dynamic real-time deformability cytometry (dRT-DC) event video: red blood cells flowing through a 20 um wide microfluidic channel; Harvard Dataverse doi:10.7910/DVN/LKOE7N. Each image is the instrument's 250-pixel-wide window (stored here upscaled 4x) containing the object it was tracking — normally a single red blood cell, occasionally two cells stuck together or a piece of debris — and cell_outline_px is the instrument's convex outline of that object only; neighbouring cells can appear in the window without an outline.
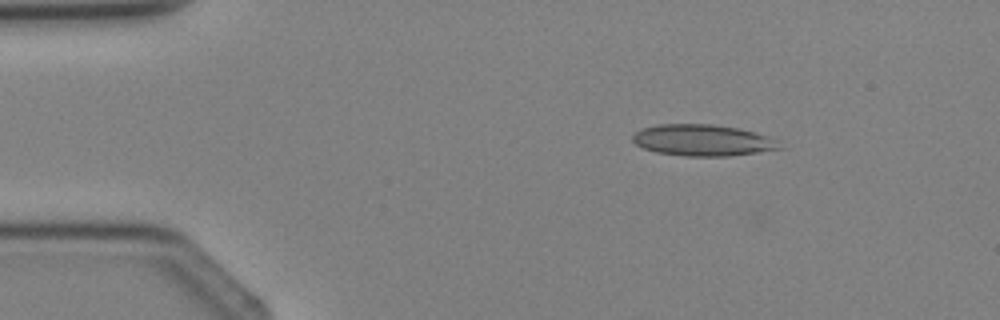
{"species": "Egyptian fruit bat (a non-hibernating species)", "species_latin": "Rousettus aegyptiacus", "temperature_condition": "cold", "stored_images_in_passage": 4, "segment_of_instrument_passage": [1, 2], "camera_frame_rate_fps": 3000, "um_per_image_px": 0.085, "animal": {"sex": "female"}, "frame": {"image": 1, "passage_image": 2, "time_ms": 1.333, "image_size_px": [1000, 320], "cell_outline_px": [[784, 148], [728, 156], [684, 156], [656, 152], [644, 148], [636, 144], [632, 140], [632, 136], [640, 128], [656, 124], [712, 124], [740, 128], [756, 132], [780, 140]], "centroid_in_image_um": [59.76, 11.91], "position_along_channel_um": 25.2, "area_um2": 27.17}}